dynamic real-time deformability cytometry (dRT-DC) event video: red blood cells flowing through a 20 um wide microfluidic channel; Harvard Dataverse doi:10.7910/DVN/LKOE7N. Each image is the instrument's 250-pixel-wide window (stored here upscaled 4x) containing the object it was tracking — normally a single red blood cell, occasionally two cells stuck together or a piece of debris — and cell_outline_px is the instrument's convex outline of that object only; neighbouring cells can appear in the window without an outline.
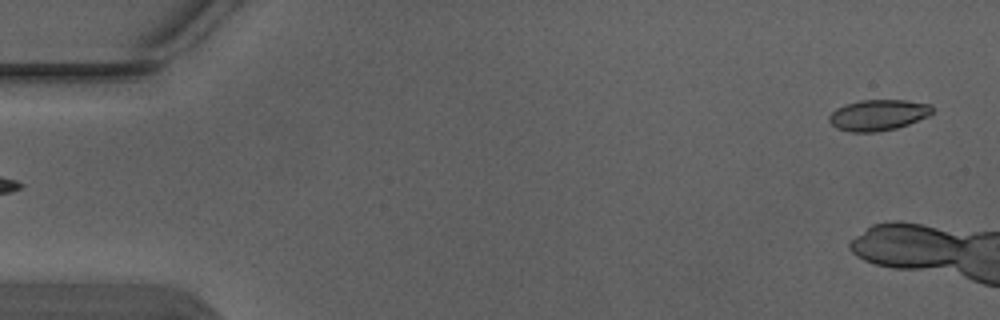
{"species": "Egyptian fruit bat (a non-hibernating species)", "species_latin": "Rousettus aegyptiacus", "temperature_condition": "warm", "stored_images_in_passage": 5, "segment_of_instrument_passage": [2, 2], "camera_frame_rate_fps": 3000, "um_per_image_px": 0.085, "animal": {"sex": "male"}, "frame": {"image": 1, "passage_image": 5, "time_ms": 1.333, "image_size_px": [1000, 320], "cell_outline_px": [[932, 112], [928, 116], [908, 124], [896, 128], [876, 132], [852, 132], [836, 128], [828, 120], [828, 116], [836, 108], [844, 104], [860, 100], [908, 100], [932, 104]], "centroid_in_image_um": [74.63, 9.77], "position_along_channel_um": 10.4, "area_um2": 18.67}}